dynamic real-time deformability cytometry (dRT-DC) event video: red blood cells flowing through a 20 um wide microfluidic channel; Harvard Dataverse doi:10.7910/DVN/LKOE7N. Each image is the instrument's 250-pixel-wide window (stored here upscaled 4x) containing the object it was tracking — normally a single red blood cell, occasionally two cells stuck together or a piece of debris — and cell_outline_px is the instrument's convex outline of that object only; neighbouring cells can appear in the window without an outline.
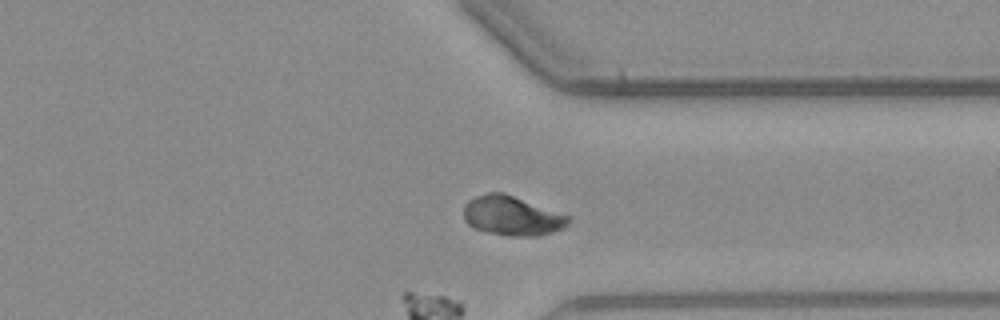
{"species": "common noctule bat (a hibernating species)", "species_latin": "Nyctalus noctula", "temperature_condition": "warm", "stored_images_in_passage": 42, "segment_of_instrument_passage": [3, 3], "camera_frame_rate_fps": 3000, "um_per_image_px": 0.085, "animal": {"sex": "male", "body_mass_g": 23.1, "forearm_length_mm": 52.7}, "frame": {"image": 1, "passage_image": 42, "time_ms": 13.667, "image_size_px": [1000, 320], "cell_outline_px": [[572, 220], [564, 228], [552, 232], [536, 236], [512, 236], [488, 232], [472, 228], [464, 220], [464, 204], [468, 200], [476, 196], [488, 192], [504, 192], [572, 216]], "centroid_in_image_um": [43.54, 18.33], "position_along_channel_um": 367.9, "area_um2": 24.45}}